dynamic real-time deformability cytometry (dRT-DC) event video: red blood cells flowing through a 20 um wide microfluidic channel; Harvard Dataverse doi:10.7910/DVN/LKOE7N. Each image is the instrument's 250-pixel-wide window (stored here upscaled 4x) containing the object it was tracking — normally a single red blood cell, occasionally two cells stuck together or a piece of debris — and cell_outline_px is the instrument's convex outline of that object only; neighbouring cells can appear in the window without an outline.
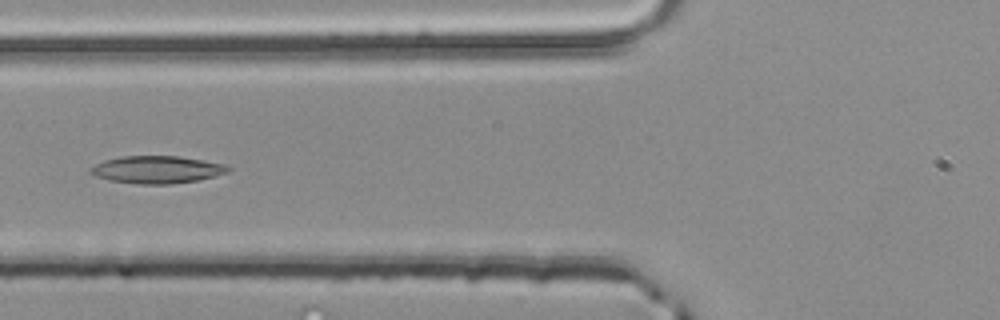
{"species": "common noctule bat (a hibernating species)", "species_latin": "Nyctalus noctula", "temperature_condition": "room temperature", "stored_images_in_passage": 40, "camera_frame_rate_fps": 3000, "um_per_image_px": 0.085, "animal": {"sex": "male", "body_mass_g": 20.4}, "frame": {"image": 1, "passage_image": 9, "time_ms": 2.667, "image_size_px": [1000, 320], "cell_outline_px": [[232, 168], [228, 172], [216, 176], [200, 180], [168, 184], [136, 184], [108, 180], [96, 176], [92, 172], [92, 168], [96, 164], [104, 160], [120, 156], [180, 156], [224, 164]], "centroid_in_image_um": [13.38, 14.42], "position_along_channel_um": 112.4, "area_um2": 21.96}}
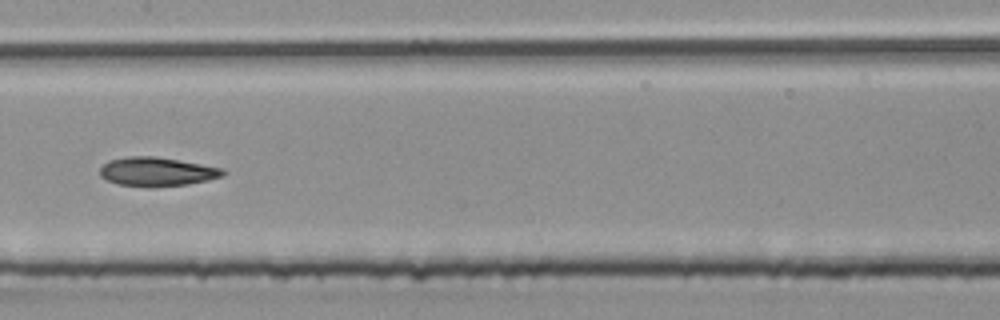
{"frame": {"image": 2, "passage_image": 15, "time_ms": 4.667, "image_size_px": [1000, 320], "cell_outline_px": [[228, 172], [224, 176], [208, 180], [188, 184], [152, 188], [120, 184], [104, 180], [100, 176], [100, 168], [108, 160], [128, 156], [156, 156], [224, 168]], "centroid_in_image_um": [13.35, 14.6], "position_along_channel_um": 194.0, "area_um2": 21.1}}
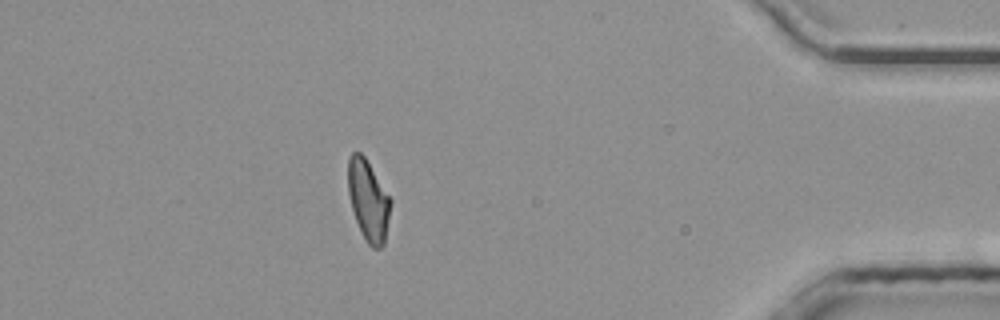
{"frame": {"image": 3, "passage_image": 34, "time_ms": 11.0, "image_size_px": [1000, 320], "cell_outline_px": [[392, 200], [384, 244], [380, 248], [372, 248], [368, 244], [356, 220], [352, 208], [348, 192], [348, 156], [352, 152], [360, 152], [364, 156]], "centroid_in_image_um": [31.3, 17.01], "position_along_channel_um": 403.9, "area_um2": 19.77}, "authors_computed_cell_mechanics": {"area_um2": 20.4323, "velocity_mm_per_s": 4.0683, "shape_relaxation_time_tau1_ms": null, "shape_relaxation_time_tau2_ms": 3.5179, "deformation_change_tau1": null, "deformation_change_tau2": 0.0939}}